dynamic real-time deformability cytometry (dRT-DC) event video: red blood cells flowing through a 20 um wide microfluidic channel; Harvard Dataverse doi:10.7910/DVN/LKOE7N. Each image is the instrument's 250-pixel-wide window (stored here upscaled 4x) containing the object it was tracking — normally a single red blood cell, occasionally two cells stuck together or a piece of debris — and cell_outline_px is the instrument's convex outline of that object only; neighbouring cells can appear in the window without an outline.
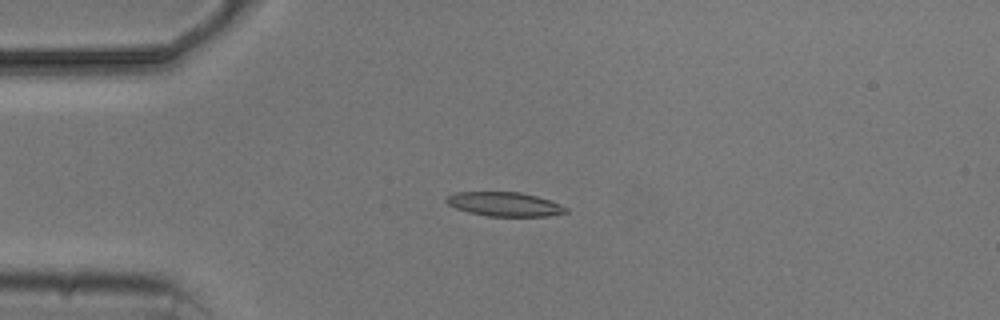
{"species": "common noctule bat (a hibernating species)", "species_latin": "Nyctalus noctula", "temperature_condition": "cold", "stored_images_in_passage": 10, "camera_frame_rate_fps": 3000, "um_per_image_px": 0.085, "animal": {"sex": "male", "body_mass_g": 20.5, "forearm_length_mm": 52.5}, "frame": {"image": 1, "passage_image": 4, "time_ms": 4.333, "image_size_px": [1000, 320], "cell_outline_px": [[568, 212], [548, 216], [488, 216], [468, 212], [456, 208], [448, 204], [444, 200], [448, 196], [456, 192], [520, 192], [536, 196], [560, 204], [568, 208]], "centroid_in_image_um": [42.88, 17.36], "position_along_channel_um": 42.1, "area_um2": 16.7}}
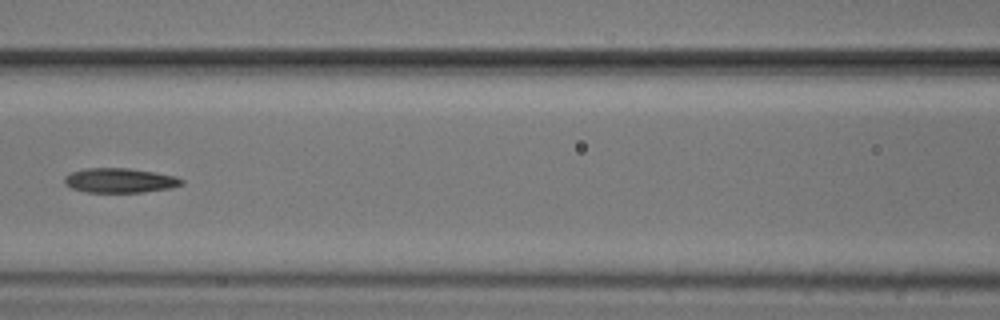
{"frame": {"image": 2, "passage_image": 7, "time_ms": 8.0, "image_size_px": [1000, 320], "cell_outline_px": [[184, 184], [172, 188], [144, 192], [88, 192], [72, 188], [64, 184], [64, 176], [72, 172], [84, 168], [128, 168], [176, 176], [184, 180]], "centroid_in_image_um": [10.19, 15.34], "position_along_channel_um": 156.4, "area_um2": 16.82}}
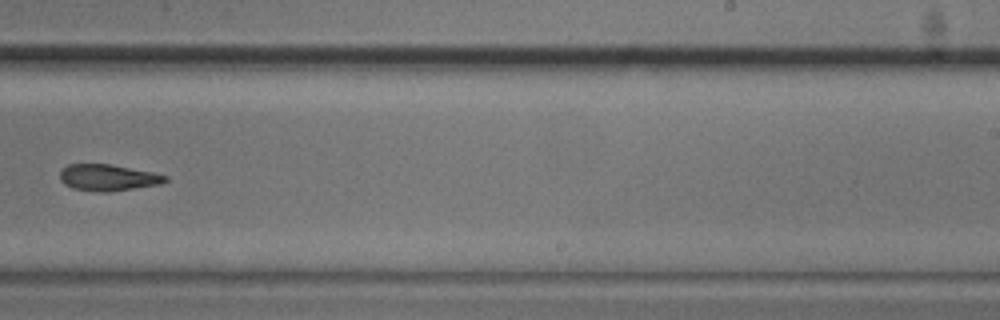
{"frame": {"image": 3, "passage_image": 10, "time_ms": 11.333, "image_size_px": [1000, 320], "cell_outline_px": [[168, 180], [160, 184], [108, 192], [100, 192], [72, 188], [64, 184], [60, 180], [60, 172], [68, 164], [112, 164], [152, 172], [168, 176]], "centroid_in_image_um": [9.17, 15.09], "position_along_channel_um": 279.8, "area_um2": 16.18}}